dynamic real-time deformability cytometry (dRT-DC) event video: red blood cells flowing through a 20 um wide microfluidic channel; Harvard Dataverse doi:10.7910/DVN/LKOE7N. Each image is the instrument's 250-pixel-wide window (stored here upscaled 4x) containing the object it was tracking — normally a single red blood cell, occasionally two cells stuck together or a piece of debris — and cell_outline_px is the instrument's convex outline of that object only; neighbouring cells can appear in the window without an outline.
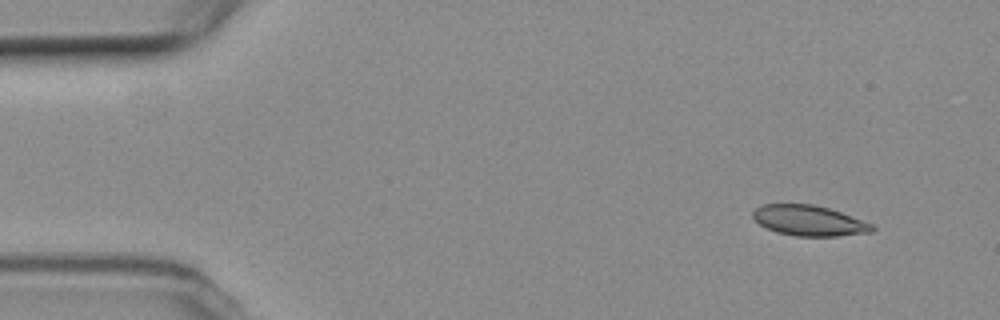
{"species": "common noctule bat (a hibernating species)", "species_latin": "Nyctalus noctula", "temperature_condition": "room temperature", "stored_images_in_passage": 4, "camera_frame_rate_fps": 3000, "um_per_image_px": 0.085, "animal": {"sex": "female", "body_mass_g": 19.3, "forearm_length_mm": 54.1}, "frame": {"image": 1, "passage_image": 1, "time_ms": 0.0, "image_size_px": [1000, 320], "cell_outline_px": [[876, 228], [872, 232], [836, 236], [796, 236], [776, 232], [760, 224], [752, 216], [752, 212], [756, 208], [764, 204], [812, 204], [828, 208], [840, 212], [872, 224]], "centroid_in_image_um": [68.76, 18.75], "position_along_channel_um": 16.2, "area_um2": 20.92}}
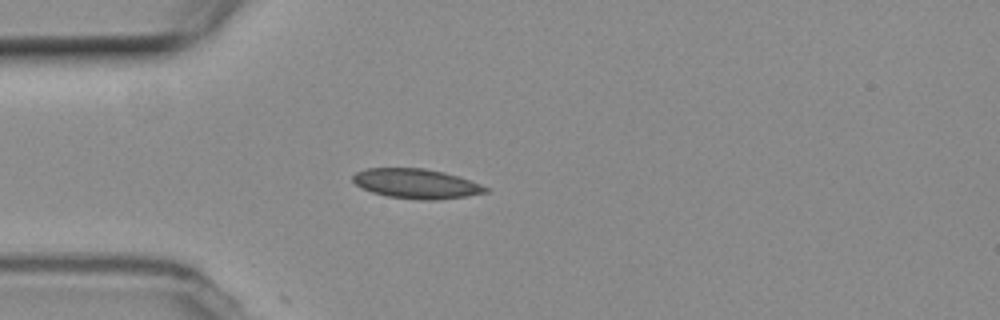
{"frame": {"image": 2, "passage_image": 4, "time_ms": 3.333, "image_size_px": [1000, 320], "cell_outline_px": [[492, 188], [488, 192], [468, 196], [436, 200], [420, 200], [388, 196], [372, 192], [360, 188], [352, 180], [352, 176], [356, 172], [364, 168], [424, 168], [444, 172], [460, 176]], "centroid_in_image_um": [35.42, 15.61], "position_along_channel_um": 49.6, "area_um2": 23.29}}